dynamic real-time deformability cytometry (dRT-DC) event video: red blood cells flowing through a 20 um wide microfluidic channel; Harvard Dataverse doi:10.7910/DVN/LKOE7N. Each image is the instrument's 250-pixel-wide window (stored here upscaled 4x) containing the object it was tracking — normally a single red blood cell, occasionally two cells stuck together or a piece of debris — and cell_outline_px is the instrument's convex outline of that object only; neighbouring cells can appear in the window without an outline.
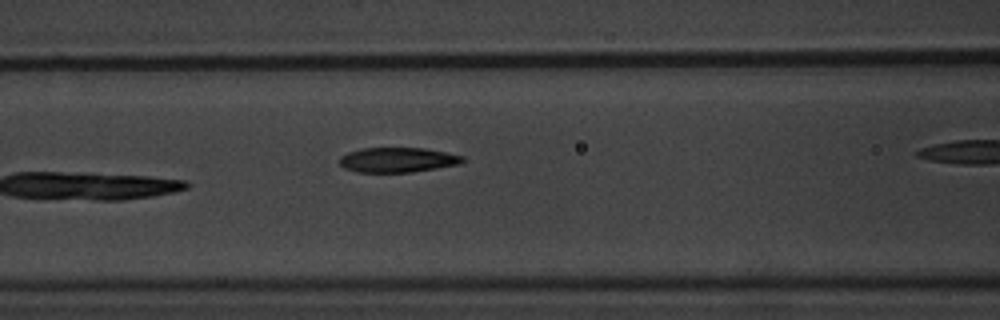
{"species": "common noctule bat (a hibernating species)", "species_latin": "Nyctalus noctula", "temperature_condition": "warm", "stored_images_in_passage": 7, "segment_of_instrument_passage": [1, 2], "camera_frame_rate_fps": 3000, "um_per_image_px": 0.085, "animal": {"sex": "male", "body_mass_g": 20.1, "forearm_length_mm": 53.5}, "frame": {"image": 1, "passage_image": 6, "time_ms": 6.667, "image_size_px": [1000, 320], "cell_outline_px": [[464, 160], [460, 164], [412, 172], [356, 172], [344, 168], [340, 164], [340, 156], [348, 152], [360, 148], [424, 148], [464, 156]], "centroid_in_image_um": [33.77, 13.59], "position_along_channel_um": 132.8, "area_um2": 17.8}}